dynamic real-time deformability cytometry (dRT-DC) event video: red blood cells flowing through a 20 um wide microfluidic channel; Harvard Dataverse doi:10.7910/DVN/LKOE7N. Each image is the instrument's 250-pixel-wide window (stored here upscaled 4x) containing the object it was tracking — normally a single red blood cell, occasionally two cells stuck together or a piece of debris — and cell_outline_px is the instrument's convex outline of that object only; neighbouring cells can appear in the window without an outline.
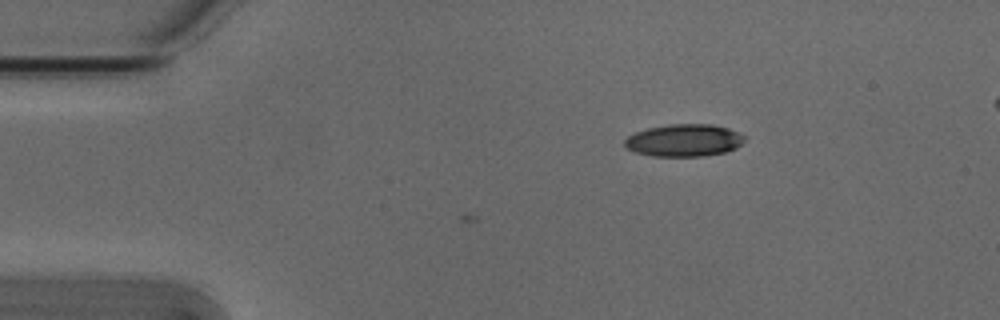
{"species": "Egyptian fruit bat (a non-hibernating species)", "species_latin": "Rousettus aegyptiacus", "temperature_condition": "cold", "stored_images_in_passage": 6, "camera_frame_rate_fps": 3000, "um_per_image_px": 0.085, "animal": {"sex": "male"}, "frame": {"image": 1, "passage_image": 6, "time_ms": 1.667, "image_size_px": [1000, 320], "cell_outline_px": [[744, 140], [736, 148], [724, 152], [704, 156], [652, 156], [636, 152], [624, 148], [624, 140], [628, 136], [636, 132], [648, 128], [672, 124], [712, 124], [728, 128], [744, 136]], "centroid_in_image_um": [58.11, 11.93], "position_along_channel_um": 26.9, "area_um2": 22.48}}